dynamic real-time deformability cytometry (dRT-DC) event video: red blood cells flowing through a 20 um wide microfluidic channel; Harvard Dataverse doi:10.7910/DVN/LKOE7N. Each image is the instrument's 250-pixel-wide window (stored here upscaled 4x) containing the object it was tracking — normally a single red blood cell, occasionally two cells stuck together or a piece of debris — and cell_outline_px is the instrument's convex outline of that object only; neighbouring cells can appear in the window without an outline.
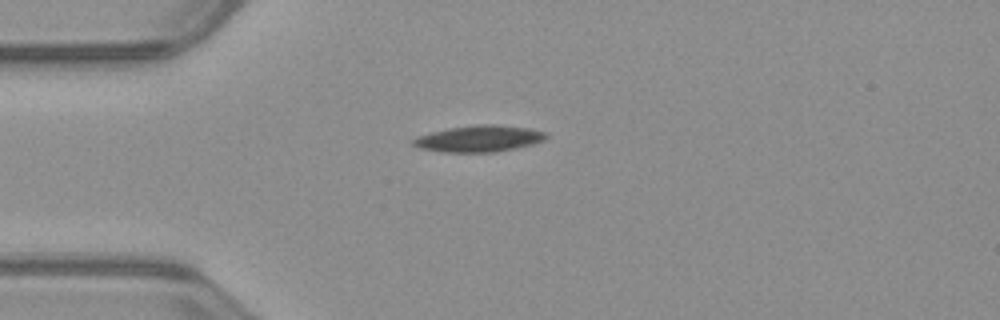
{"species": "common noctule bat (a hibernating species)", "species_latin": "Nyctalus noctula", "temperature_condition": "warm", "stored_images_in_passage": 33, "camera_frame_rate_fps": 3000, "um_per_image_px": 0.085, "animal": {"sex": "male", "body_mass_g": 23.1, "forearm_length_mm": 52.7}, "frame": {"image": 1, "passage_image": 1, "time_ms": 0.0, "image_size_px": [1000, 320], "cell_outline_px": [[548, 136], [544, 140], [532, 144], [496, 152], [444, 152], [420, 148], [412, 144], [412, 140], [416, 136], [448, 128], [476, 124], [496, 124], [528, 128], [548, 132]], "centroid_in_image_um": [40.73, 11.77], "position_along_channel_um": 44.3, "area_um2": 20.52}}
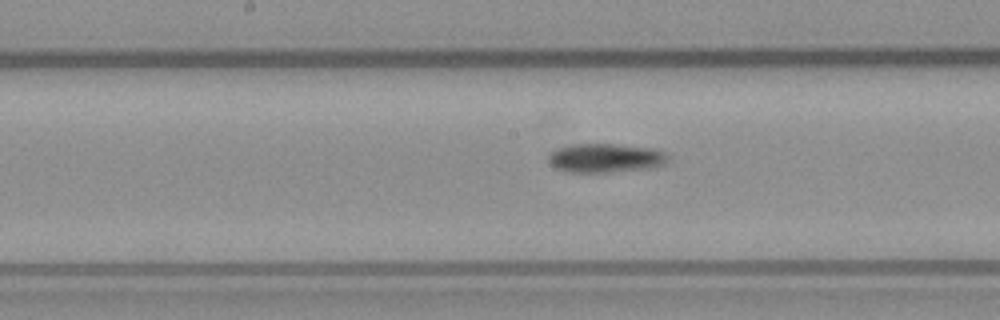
{"frame": {"image": 2, "passage_image": 14, "time_ms": 4.333, "image_size_px": [1000, 320], "cell_outline_px": [[672, 160], [668, 164], [656, 168], [612, 172], [568, 172], [556, 168], [548, 160], [548, 156], [552, 152], [560, 148], [572, 144], [616, 144], [656, 148], [664, 152]], "centroid_in_image_um": [51.6, 13.44], "position_along_channel_um": 196.6, "area_um2": 20.58}}
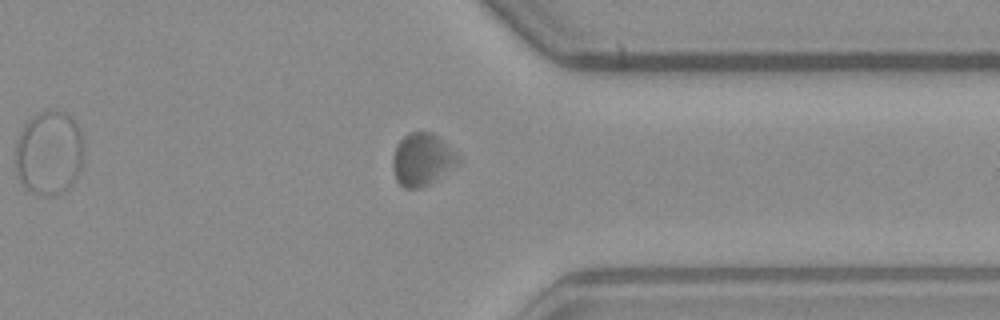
{"frame": {"image": 3, "passage_image": 28, "time_ms": 9.0, "image_size_px": [1000, 320], "cell_outline_px": [[460, 160], [456, 164], [428, 184], [420, 188], [404, 188], [396, 180], [392, 168], [392, 156], [396, 144], [408, 132], [432, 132], [456, 152], [460, 156]], "centroid_in_image_um": [35.83, 13.54], "position_along_channel_um": 375.6, "area_um2": 19.77}, "authors_computed_cell_mechanics": {"area_um2": 20.2878, "velocity_mm_per_s": 3.937, "shape_relaxation_time_tau1_ms": null, "shape_relaxation_time_tau2_ms": 4.9506, "deformation_change_tau1": null, "deformation_change_tau2": 0.079}}